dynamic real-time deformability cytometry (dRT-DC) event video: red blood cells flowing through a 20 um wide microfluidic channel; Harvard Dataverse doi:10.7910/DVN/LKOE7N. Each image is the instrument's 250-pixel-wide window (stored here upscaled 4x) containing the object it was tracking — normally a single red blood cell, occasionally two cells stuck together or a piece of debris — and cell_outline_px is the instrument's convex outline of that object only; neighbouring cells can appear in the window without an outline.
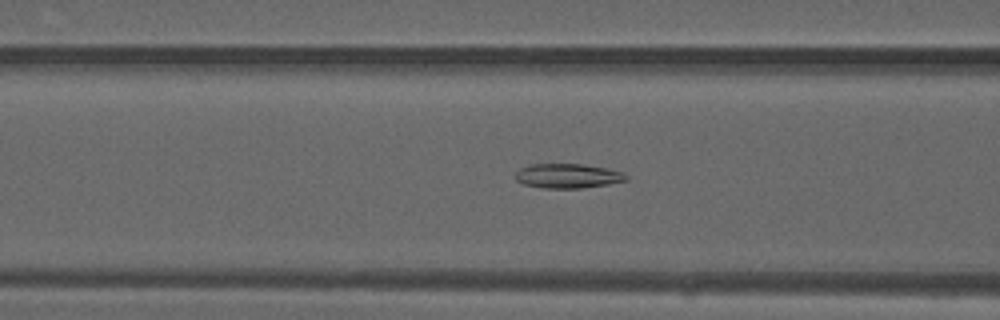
{"species": "common noctule bat (a hibernating species)", "species_latin": "Nyctalus noctula", "temperature_condition": "warm", "stored_images_in_passage": 37, "camera_frame_rate_fps": 3000, "um_per_image_px": 0.085, "animal": {"sex": "male", "forearm_length_mm": 52.5}, "frame": {"image": 1, "passage_image": 7, "time_ms": 2.0, "image_size_px": [1000, 320], "cell_outline_px": [[628, 180], [608, 184], [580, 188], [544, 188], [524, 184], [516, 180], [516, 172], [520, 168], [532, 164], [584, 164], [604, 168], [620, 172], [628, 176]], "centroid_in_image_um": [48.24, 14.95], "position_along_channel_um": 118.4, "area_um2": 15.61}}
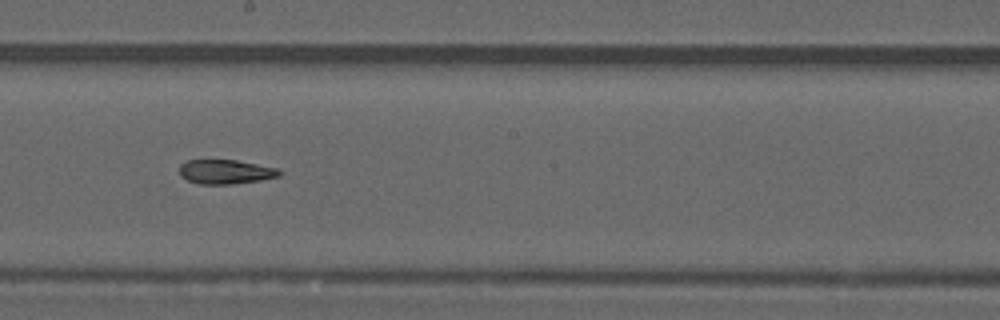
{"frame": {"image": 2, "passage_image": 15, "time_ms": 4.667, "image_size_px": [1000, 320], "cell_outline_px": [[280, 176], [260, 180], [232, 184], [200, 184], [188, 180], [180, 176], [180, 164], [188, 160], [236, 160], [276, 168], [280, 172]], "centroid_in_image_um": [19.14, 14.6], "position_along_channel_um": 229.1, "area_um2": 13.99}}
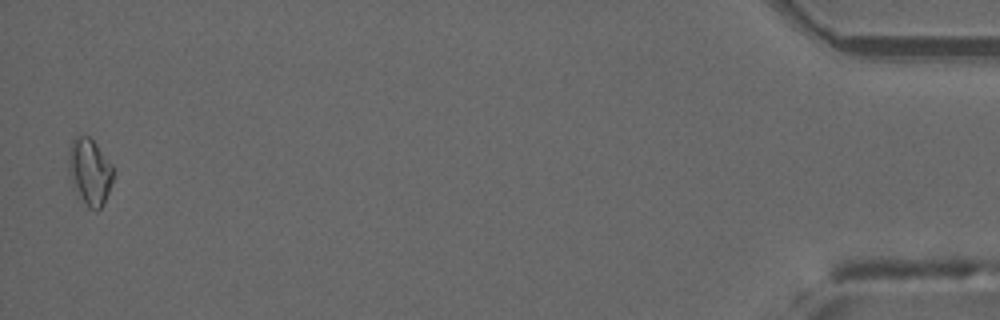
{"frame": {"image": 3, "passage_image": 36, "time_ms": 11.667, "image_size_px": [1000, 320], "cell_outline_px": [[116, 172], [108, 192], [100, 208], [96, 212], [88, 208], [80, 196], [68, 172], [68, 152], [72, 140], [76, 136], [88, 136], [96, 144], [112, 164]], "centroid_in_image_um": [7.65, 14.57], "position_along_channel_um": 427.6, "area_um2": 17.17}, "authors_computed_cell_mechanics": {"area_um2": 14.739, "velocity_mm_per_s": 4.1644, "shape_relaxation_time_tau1_ms": null, "shape_relaxation_time_tau2_ms": 6.1942, "deformation_change_tau1": null, "deformation_change_tau2": 0.1586}}